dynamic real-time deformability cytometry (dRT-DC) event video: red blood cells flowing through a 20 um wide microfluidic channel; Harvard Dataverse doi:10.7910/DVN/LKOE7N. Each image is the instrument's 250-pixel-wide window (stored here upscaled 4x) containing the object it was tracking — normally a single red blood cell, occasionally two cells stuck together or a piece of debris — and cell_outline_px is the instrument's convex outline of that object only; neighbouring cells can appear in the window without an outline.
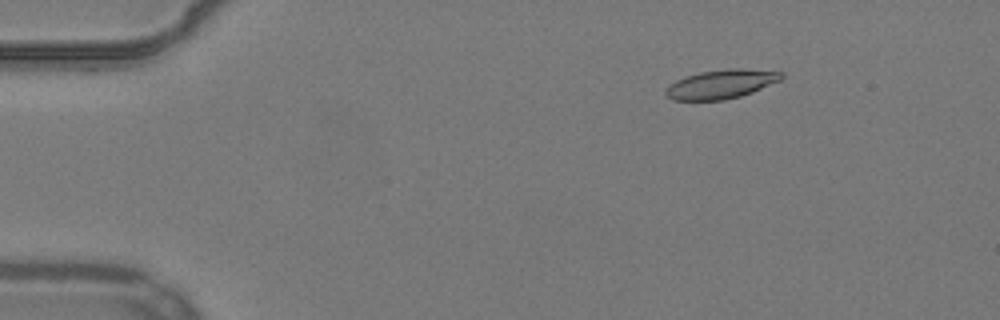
{"species": "common noctule bat (a hibernating species)", "species_latin": "Nyctalus noctula", "temperature_condition": "warm", "stored_images_in_passage": 55, "camera_frame_rate_fps": 3000, "um_per_image_px": 0.085, "animal": {"sex": "male", "body_mass_g": 19.2, "forearm_length_mm": 51.8}, "frame": {"image": 1, "passage_image": 9, "time_ms": 2.667, "image_size_px": [1000, 320], "cell_outline_px": [[784, 76], [780, 80], [752, 92], [740, 96], [724, 100], [672, 100], [664, 92], [668, 84], [684, 76], [700, 72], [728, 68], [740, 68], [784, 72]], "centroid_in_image_um": [61.27, 7.14], "position_along_channel_um": 23.7, "area_um2": 19.59}}
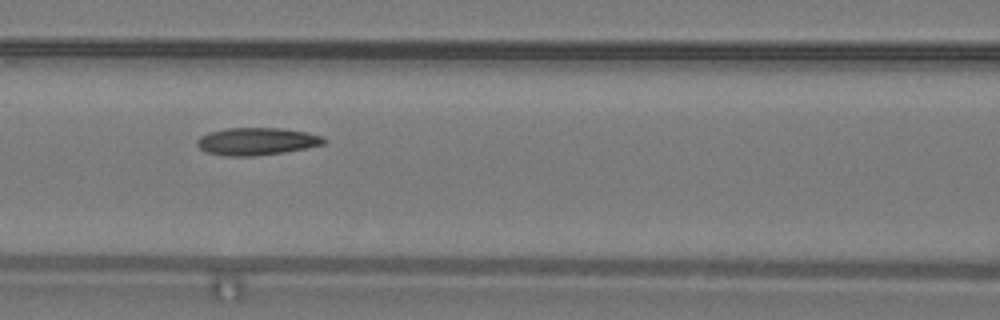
{"frame": {"image": 2, "passage_image": 25, "time_ms": 8.0, "image_size_px": [1000, 320], "cell_outline_px": [[328, 140], [324, 144], [308, 148], [284, 152], [256, 156], [224, 156], [208, 152], [200, 148], [196, 144], [196, 140], [200, 136], [208, 132], [228, 128], [280, 128], [308, 132], [324, 136]], "centroid_in_image_um": [21.86, 12.01], "position_along_channel_um": 144.7, "area_um2": 20.52}}
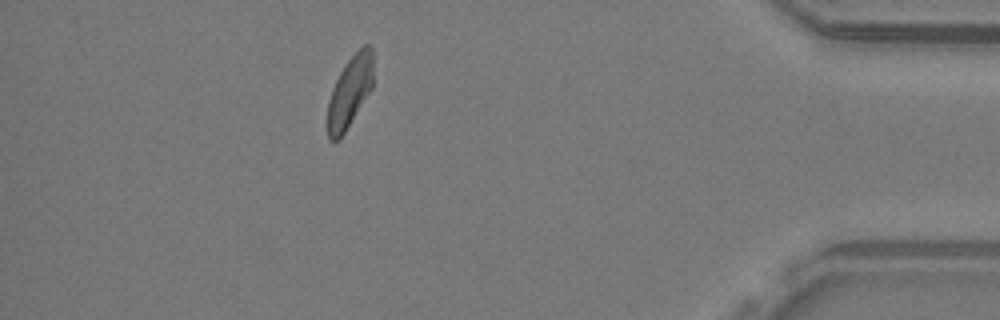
{"frame": {"image": 3, "passage_image": 49, "time_ms": 16.0, "image_size_px": [1000, 320], "cell_outline_px": [[372, 88], [344, 132], [336, 140], [328, 140], [328, 100], [332, 88], [344, 64], [364, 44], [372, 44]], "centroid_in_image_um": [29.73, 7.75], "position_along_channel_um": 405.5, "area_um2": 18.55}, "authors_computed_cell_mechanics": {"area_um2": 19.7676, "velocity_mm_per_s": 3.8618, "shape_relaxation_time_tau1_ms": 9.2012, "shape_relaxation_time_tau2_ms": 7.2806, "deformation_change_tau1": 0.2132, "deformation_change_tau2": 0.1474}}